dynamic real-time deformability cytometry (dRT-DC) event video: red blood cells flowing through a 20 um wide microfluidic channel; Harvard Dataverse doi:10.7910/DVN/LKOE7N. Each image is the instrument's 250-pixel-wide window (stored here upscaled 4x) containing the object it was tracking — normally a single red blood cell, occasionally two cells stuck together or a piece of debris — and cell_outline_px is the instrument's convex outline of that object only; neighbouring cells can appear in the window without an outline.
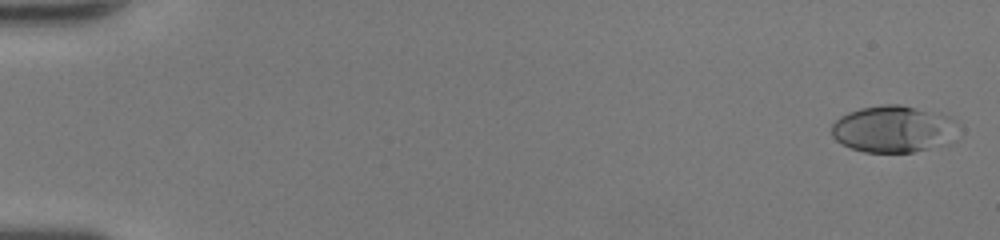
{"species": "human", "species_latin": "Homo sapiens", "temperature_condition": "room temperature", "stored_images_in_passage": 50, "camera_frame_rate_fps": 3000, "um_per_image_px": 0.085, "donor": {"sex": "female"}, "frame": {"image": 1, "passage_image": 2, "time_ms": 0.333, "image_size_px": [1000, 240], "cell_outline_px": [[956, 140], [952, 144], [912, 152], [864, 152], [852, 148], [836, 140], [832, 136], [832, 124], [840, 116], [848, 112], [860, 108], [880, 104], [900, 104], [948, 116], [952, 120]], "centroid_in_image_um": [75.93, 10.98], "position_along_channel_um": 9.1, "area_um2": 34.51}}
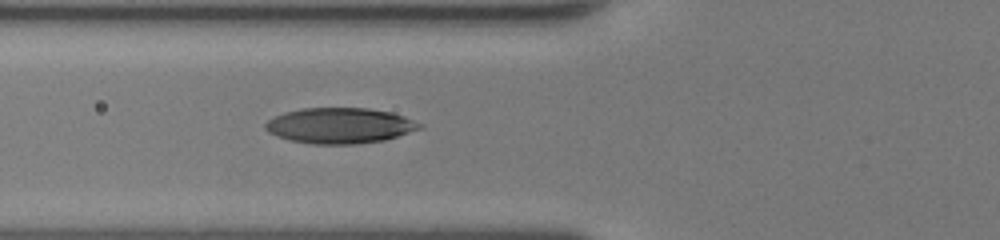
{"frame": {"image": 2, "passage_image": 21, "time_ms": 6.667, "image_size_px": [1000, 240], "cell_outline_px": [[424, 128], [384, 140], [356, 144], [312, 144], [288, 140], [276, 136], [268, 132], [264, 128], [264, 124], [268, 120], [284, 112], [300, 108], [368, 108], [392, 112], [404, 116], [424, 124]], "centroid_in_image_um": [28.89, 10.68], "position_along_channel_um": 96.9, "area_um2": 32.31}}
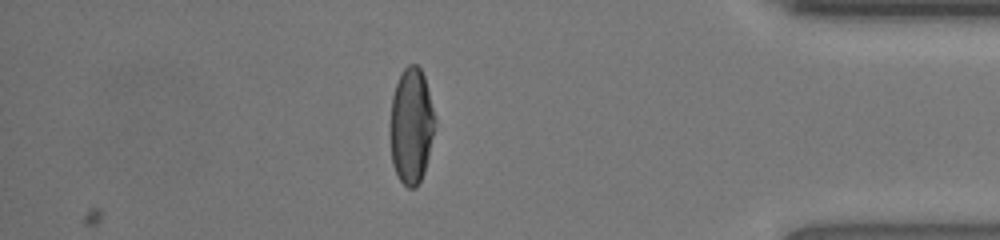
{"frame": {"image": 3, "passage_image": 44, "time_ms": 14.333, "image_size_px": [1000, 240], "cell_outline_px": [[436, 120], [428, 156], [424, 172], [416, 188], [408, 188], [400, 180], [392, 164], [392, 96], [396, 84], [404, 68], [408, 64], [416, 64], [420, 68], [424, 76]], "centroid_in_image_um": [34.98, 10.69], "position_along_channel_um": 400.2, "area_um2": 29.48}, "authors_computed_cell_mechanics": {"area_um2": 31.79, "velocity_mm_per_s": 4.3543, "shape_relaxation_time_tau1_ms": 4.7199, "shape_relaxation_time_tau2_ms": 0.7568, "deformation_change_tau1": 0.233, "deformation_change_tau2": 0.0546}}